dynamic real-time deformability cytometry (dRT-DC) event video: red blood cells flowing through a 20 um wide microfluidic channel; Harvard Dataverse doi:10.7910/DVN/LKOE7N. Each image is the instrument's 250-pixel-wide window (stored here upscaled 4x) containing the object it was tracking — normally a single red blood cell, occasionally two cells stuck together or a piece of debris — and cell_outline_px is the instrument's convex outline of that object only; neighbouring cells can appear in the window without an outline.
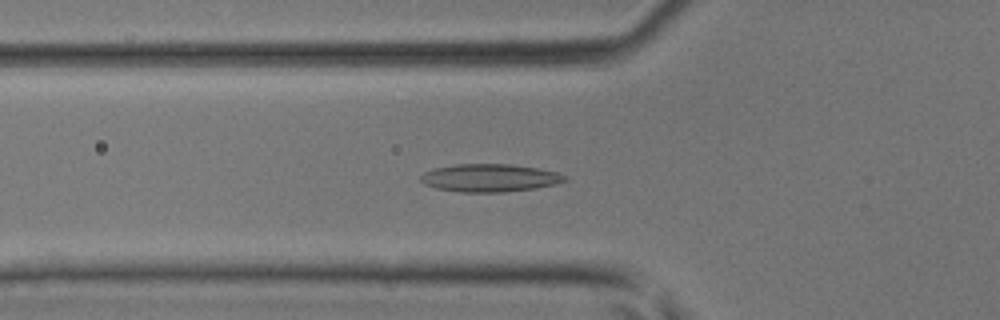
{"species": "common noctule bat (a hibernating species)", "species_latin": "Nyctalus noctula", "temperature_condition": "room temperature", "stored_images_in_passage": 45, "segment_of_instrument_passage": [1, 2], "camera_frame_rate_fps": 3000, "um_per_image_px": 0.085, "animal": {"sex": "male", "body_mass_g": 17.9, "forearm_length_mm": 54.2}, "frame": {"image": 1, "passage_image": 16, "time_ms": 5.0, "image_size_px": [1000, 320], "cell_outline_px": [[568, 180], [556, 184], [536, 188], [504, 192], [460, 192], [436, 188], [424, 184], [420, 180], [420, 176], [424, 172], [436, 168], [456, 164], [512, 164], [536, 168], [556, 172], [568, 176]], "centroid_in_image_um": [41.64, 15.12], "position_along_channel_um": 84.2, "area_um2": 23.41}}
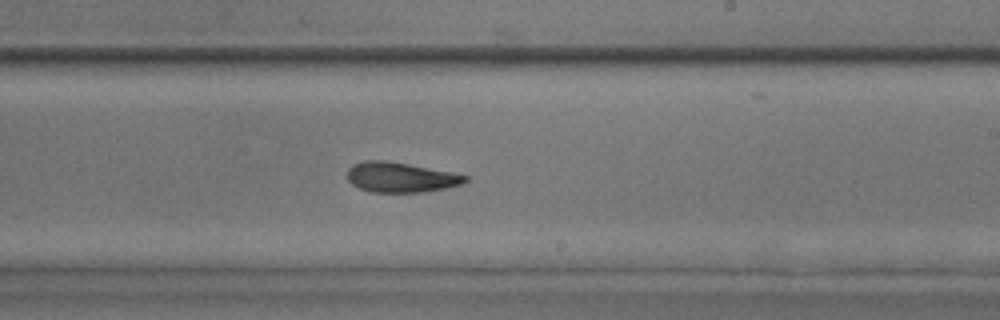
{"frame": {"image": 2, "passage_image": 27, "time_ms": 8.667, "image_size_px": [1000, 320], "cell_outline_px": [[468, 180], [460, 184], [444, 188], [420, 192], [372, 192], [360, 188], [352, 184], [348, 180], [348, 168], [352, 164], [364, 160], [384, 160], [408, 164], [452, 172], [468, 176]], "centroid_in_image_um": [34.02, 15.06], "position_along_channel_um": 255.0, "area_um2": 20.46}}
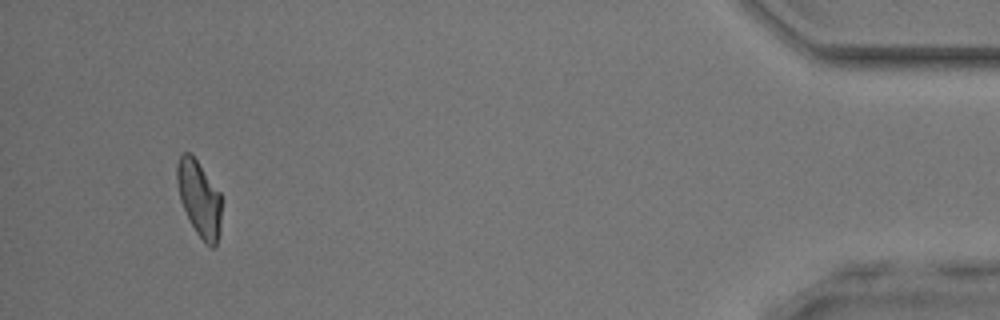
{"frame": {"image": 3, "passage_image": 42, "time_ms": 13.667, "image_size_px": [1000, 320], "cell_outline_px": [[220, 232], [216, 248], [212, 248], [196, 232], [180, 200], [176, 180], [176, 164], [180, 156], [184, 152], [192, 152], [220, 192]], "centroid_in_image_um": [16.93, 16.82], "position_along_channel_um": 418.3, "area_um2": 19.65}}